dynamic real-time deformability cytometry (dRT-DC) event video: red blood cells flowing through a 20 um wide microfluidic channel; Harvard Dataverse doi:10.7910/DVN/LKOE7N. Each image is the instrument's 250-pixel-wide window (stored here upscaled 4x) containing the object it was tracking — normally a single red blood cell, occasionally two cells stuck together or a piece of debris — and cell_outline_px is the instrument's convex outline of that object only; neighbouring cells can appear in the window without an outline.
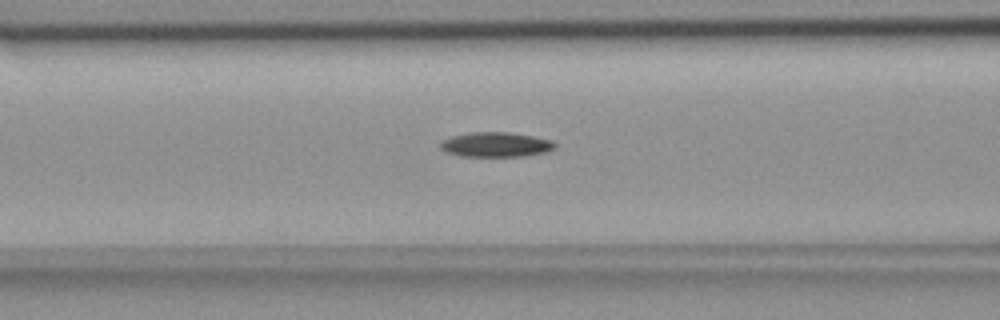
{"species": "common noctule bat (a hibernating species)", "species_latin": "Nyctalus noctula", "temperature_condition": "room temperature", "stored_images_in_passage": 56, "camera_frame_rate_fps": 3000, "um_per_image_px": 0.085, "animal": {"sex": "female", "body_mass_g": 18.4}, "frame": {"image": 1, "passage_image": 22, "time_ms": 7.0, "image_size_px": [1000, 320], "cell_outline_px": [[556, 148], [544, 152], [520, 156], [460, 156], [444, 152], [440, 148], [440, 140], [452, 136], [472, 132], [508, 132], [532, 136], [552, 140], [556, 144]], "centroid_in_image_um": [42.1, 12.29], "position_along_channel_um": 124.5, "area_um2": 16.53}}
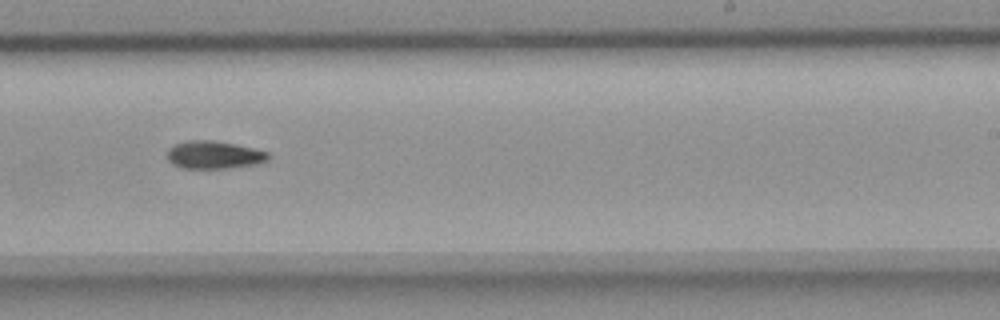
{"frame": {"image": 2, "passage_image": 34, "time_ms": 11.0, "image_size_px": [1000, 320], "cell_outline_px": [[272, 156], [268, 160], [252, 164], [228, 168], [184, 168], [172, 164], [168, 160], [168, 148], [176, 144], [188, 140], [212, 140], [252, 148], [268, 152]], "centroid_in_image_um": [18.17, 13.16], "position_along_channel_um": 270.8, "area_um2": 16.13}}
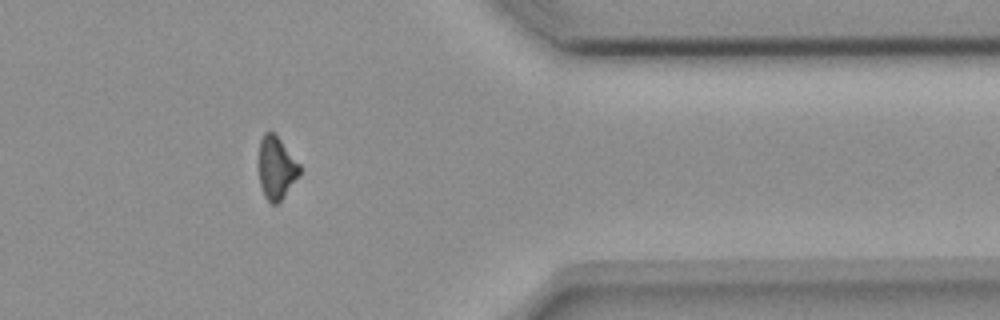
{"frame": {"image": 3, "passage_image": 45, "time_ms": 14.667, "image_size_px": [1000, 320], "cell_outline_px": [[300, 172], [284, 196], [276, 204], [272, 204], [264, 196], [260, 184], [256, 168], [256, 164], [260, 140], [264, 132], [272, 132], [280, 140], [300, 164]], "centroid_in_image_um": [23.42, 14.26], "position_along_channel_um": 388.0, "area_um2": 15.09}, "authors_computed_cell_mechanics": {"area_um2": 16.0106, "velocity_mm_per_s": 3.6736, "shape_relaxation_time_tau1_ms": 5.1274, "shape_relaxation_time_tau2_ms": null, "deformation_change_tau1": 0.1729, "deformation_change_tau2": null}}